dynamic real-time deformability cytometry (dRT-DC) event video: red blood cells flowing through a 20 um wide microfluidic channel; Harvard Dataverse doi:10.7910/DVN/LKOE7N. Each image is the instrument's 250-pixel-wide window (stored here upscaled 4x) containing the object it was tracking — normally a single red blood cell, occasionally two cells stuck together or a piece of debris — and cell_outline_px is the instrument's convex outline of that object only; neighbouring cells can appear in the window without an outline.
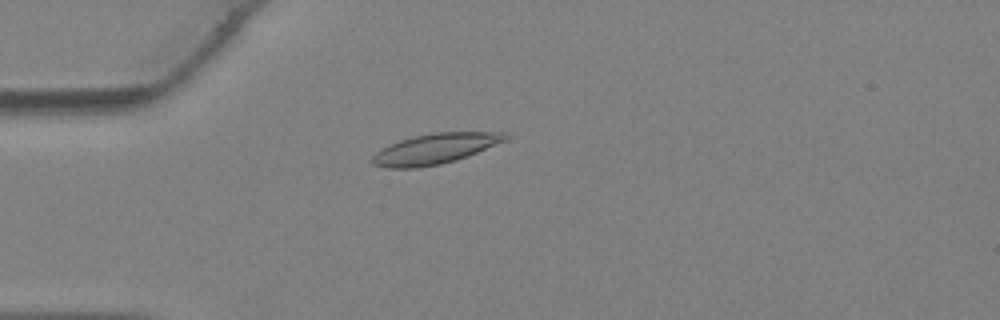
{"species": "Egyptian fruit bat (a non-hibernating species)", "species_latin": "Rousettus aegyptiacus", "temperature_condition": "warm", "stored_images_in_passage": 38, "camera_frame_rate_fps": 3000, "um_per_image_px": 0.085, "animal": {"sex": "female"}, "frame": {"image": 1, "passage_image": 11, "time_ms": 3.333, "image_size_px": [1000, 320], "cell_outline_px": [[512, 136], [508, 140], [468, 156], [456, 160], [440, 164], [416, 168], [388, 168], [372, 164], [372, 156], [376, 152], [400, 140], [416, 136], [436, 132], [508, 132]], "centroid_in_image_um": [37.06, 12.64], "position_along_channel_um": 47.9, "area_um2": 23.52}}
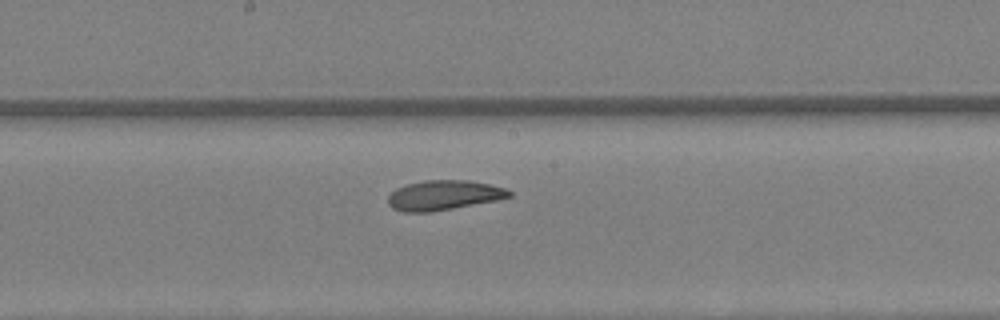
{"frame": {"image": 2, "passage_image": 21, "time_ms": 6.667, "image_size_px": [1000, 320], "cell_outline_px": [[512, 196], [496, 200], [452, 208], [428, 212], [404, 212], [392, 208], [388, 204], [388, 196], [396, 188], [408, 184], [424, 180], [468, 180], [488, 184], [504, 188], [512, 192]], "centroid_in_image_um": [37.69, 16.59], "position_along_channel_um": 210.5, "area_um2": 20.81}}
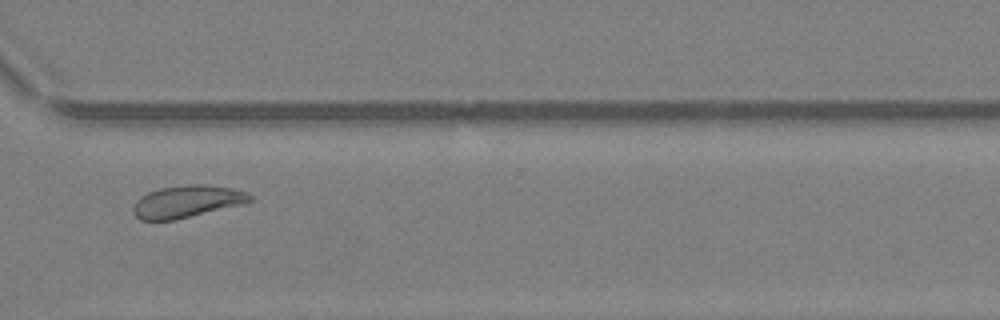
{"frame": {"image": 3, "passage_image": 29, "time_ms": 9.333, "image_size_px": [1000, 320], "cell_outline_px": [[252, 200], [240, 204], [176, 220], [140, 220], [132, 212], [132, 208], [136, 200], [140, 196], [148, 192], [160, 188], [188, 184], [200, 184], [232, 188], [244, 192], [252, 196]], "centroid_in_image_um": [15.82, 17.13], "position_along_channel_um": 354.8, "area_um2": 21.68}}